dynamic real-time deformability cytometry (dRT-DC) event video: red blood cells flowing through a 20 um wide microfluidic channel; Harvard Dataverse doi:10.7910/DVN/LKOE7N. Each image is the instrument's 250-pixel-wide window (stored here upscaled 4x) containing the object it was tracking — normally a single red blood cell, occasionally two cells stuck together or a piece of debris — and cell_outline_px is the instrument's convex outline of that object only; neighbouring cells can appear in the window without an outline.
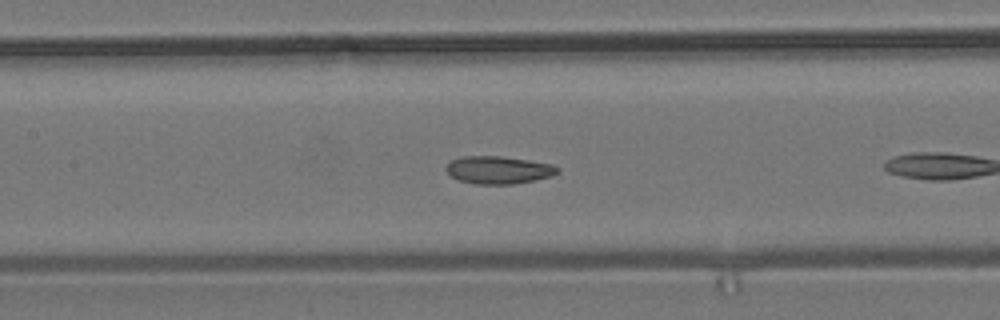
{"species": "common noctule bat (a hibernating species)", "species_latin": "Nyctalus noctula", "temperature_condition": "room temperature", "stored_images_in_passage": 7, "camera_frame_rate_fps": 3000, "um_per_image_px": 0.085, "animal": {"sex": "male", "body_mass_g": 19.2, "forearm_length_mm": 51.8}, "frame": {"image": 1, "passage_image": 6, "time_ms": 1.667, "image_size_px": [1000, 320], "cell_outline_px": [[560, 168], [552, 176], [536, 180], [512, 184], [476, 184], [460, 180], [452, 176], [444, 168], [452, 160], [460, 156], [500, 156], [528, 160], [552, 164]], "centroid_in_image_um": [42.37, 14.44], "position_along_channel_um": 165.0, "area_um2": 17.86}}